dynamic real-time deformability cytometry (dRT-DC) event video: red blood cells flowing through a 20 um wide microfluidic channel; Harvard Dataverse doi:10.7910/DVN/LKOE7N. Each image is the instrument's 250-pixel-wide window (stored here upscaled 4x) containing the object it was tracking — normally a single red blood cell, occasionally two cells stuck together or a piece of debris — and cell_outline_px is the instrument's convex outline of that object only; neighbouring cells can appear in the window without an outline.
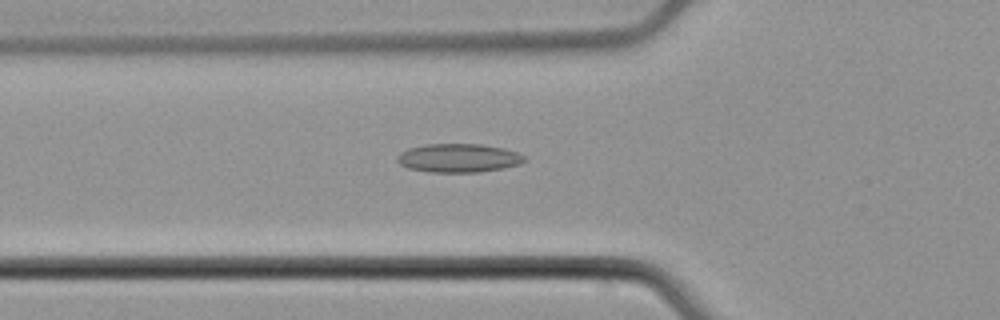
{"species": "common noctule bat (a hibernating species)", "species_latin": "Nyctalus noctula", "temperature_condition": "cold", "stored_images_in_passage": 50, "camera_frame_rate_fps": 3000, "um_per_image_px": 0.085, "animal": {"sex": "male", "body_mass_g": 21.5, "forearm_length_mm": 52.0}, "frame": {"image": 1, "passage_image": 19, "time_ms": 6.0, "image_size_px": [1000, 320], "cell_outline_px": [[524, 160], [520, 164], [504, 168], [480, 172], [428, 172], [408, 168], [400, 164], [396, 160], [396, 156], [400, 152], [408, 148], [428, 144], [480, 144], [504, 148], [516, 152], [524, 156]], "centroid_in_image_um": [38.94, 13.43], "position_along_channel_um": 86.9, "area_um2": 21.27}}
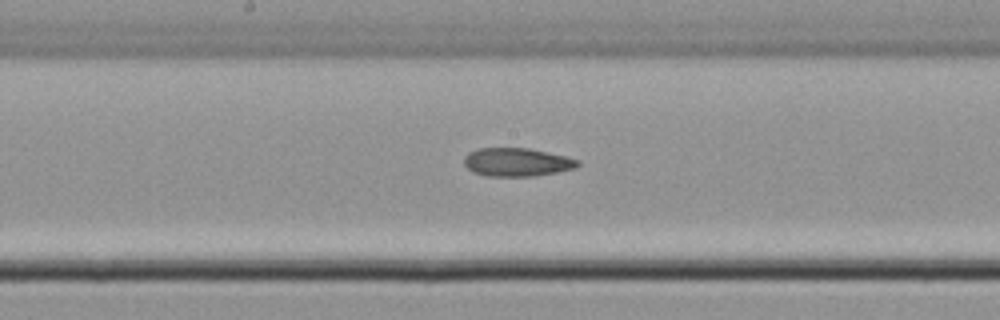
{"frame": {"image": 2, "passage_image": 28, "time_ms": 9.0, "image_size_px": [1000, 320], "cell_outline_px": [[580, 164], [576, 168], [556, 172], [532, 176], [488, 176], [472, 172], [464, 164], [464, 156], [468, 152], [480, 148], [528, 148], [548, 152], [580, 160]], "centroid_in_image_um": [43.92, 13.78], "position_along_channel_um": 204.3, "area_um2": 18.79}}
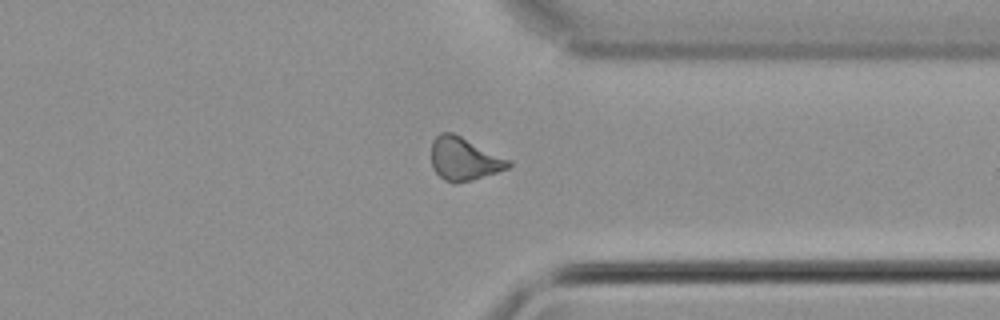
{"frame": {"image": 3, "passage_image": 41, "time_ms": 13.333, "image_size_px": [1000, 320], "cell_outline_px": [[512, 164], [508, 168], [472, 180], [456, 184], [444, 180], [432, 168], [432, 140], [440, 132], [452, 132], [508, 160]], "centroid_in_image_um": [39.39, 13.52], "position_along_channel_um": 372.0, "area_um2": 18.9}}